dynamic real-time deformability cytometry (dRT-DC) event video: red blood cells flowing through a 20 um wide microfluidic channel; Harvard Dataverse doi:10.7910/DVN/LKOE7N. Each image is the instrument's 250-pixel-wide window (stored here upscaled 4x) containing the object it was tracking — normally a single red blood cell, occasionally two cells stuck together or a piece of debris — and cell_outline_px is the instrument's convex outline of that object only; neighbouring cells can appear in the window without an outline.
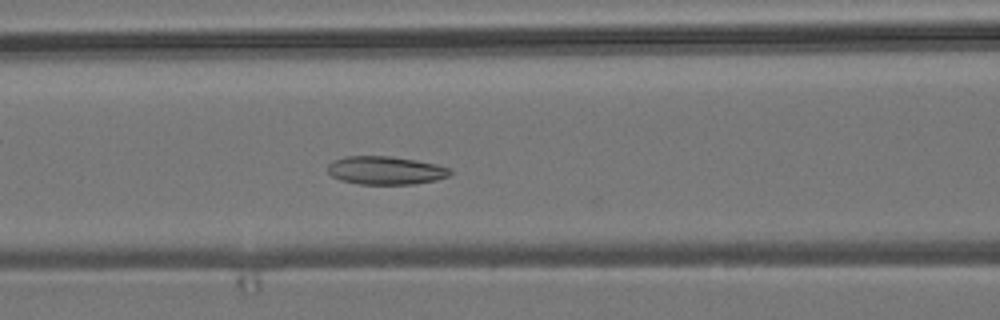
{"species": "common noctule bat (a hibernating species)", "species_latin": "Nyctalus noctula", "temperature_condition": "room temperature", "stored_images_in_passage": 14, "camera_frame_rate_fps": 3000, "um_per_image_px": 0.085, "animal": {"sex": "male", "body_mass_g": 19.2, "forearm_length_mm": 51.8}, "frame": {"image": 1, "passage_image": 8, "time_ms": 2.333, "image_size_px": [1000, 320], "cell_outline_px": [[452, 172], [448, 176], [436, 180], [416, 184], [360, 184], [340, 180], [332, 176], [328, 172], [328, 164], [332, 160], [344, 156], [388, 156], [416, 160], [436, 164], [452, 168]], "centroid_in_image_um": [32.77, 14.48], "position_along_channel_um": 133.8, "area_um2": 20.29}}
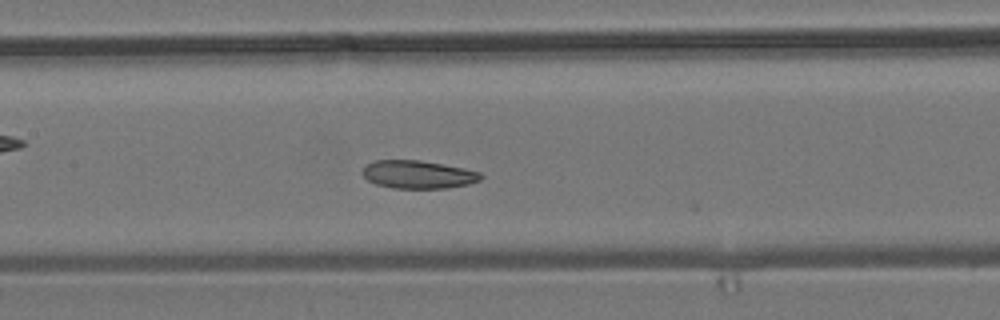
{"frame": {"image": 2, "passage_image": 11, "time_ms": 3.333, "image_size_px": [1000, 320], "cell_outline_px": [[484, 176], [480, 180], [468, 184], [448, 188], [392, 188], [376, 184], [368, 180], [360, 172], [368, 164], [376, 160], [420, 160], [464, 168], [480, 172]], "centroid_in_image_um": [35.55, 14.83], "position_along_channel_um": 171.9, "area_um2": 19.31}}